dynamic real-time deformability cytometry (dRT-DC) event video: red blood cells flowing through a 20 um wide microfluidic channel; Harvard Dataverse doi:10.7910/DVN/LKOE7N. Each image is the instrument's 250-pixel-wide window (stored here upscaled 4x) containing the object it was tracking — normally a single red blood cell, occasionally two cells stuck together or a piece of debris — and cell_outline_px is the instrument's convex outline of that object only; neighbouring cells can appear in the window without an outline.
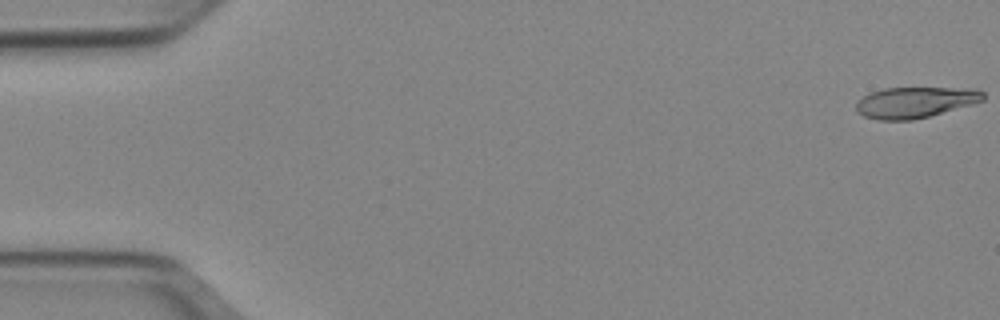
{"species": "Egyptian fruit bat (a non-hibernating species)", "species_latin": "Rousettus aegyptiacus", "temperature_condition": "cold", "stored_images_in_passage": 12, "camera_frame_rate_fps": 3000, "um_per_image_px": 0.085, "animal": {"sex": "female"}, "frame": {"image": 1, "passage_image": 1, "time_ms": 0.0, "image_size_px": [1000, 320], "cell_outline_px": [[984, 100], [972, 104], [928, 116], [912, 120], [880, 120], [864, 116], [856, 112], [856, 104], [864, 96], [872, 92], [884, 88], [976, 88], [984, 92]], "centroid_in_image_um": [77.8, 8.69], "position_along_channel_um": 7.2, "area_um2": 22.72}}